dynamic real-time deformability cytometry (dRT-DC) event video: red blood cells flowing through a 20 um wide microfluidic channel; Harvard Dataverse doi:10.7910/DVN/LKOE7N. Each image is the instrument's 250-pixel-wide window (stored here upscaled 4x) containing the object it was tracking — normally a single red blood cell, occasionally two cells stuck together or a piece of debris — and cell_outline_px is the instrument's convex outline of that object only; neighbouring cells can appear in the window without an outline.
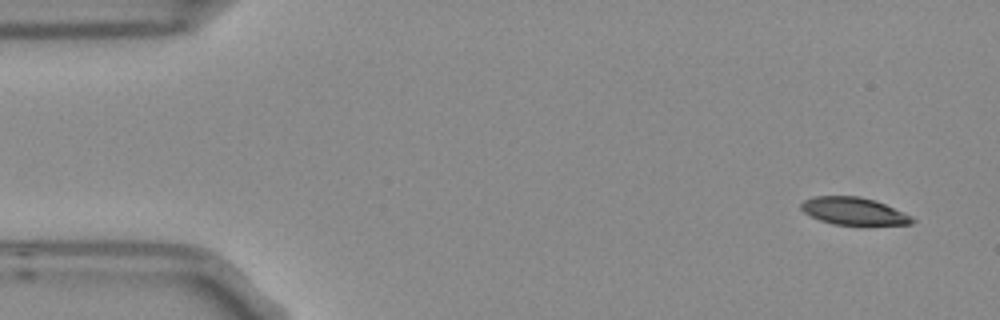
{"species": "Egyptian fruit bat (a non-hibernating species)", "species_latin": "Rousettus aegyptiacus", "temperature_condition": "room temperature", "stored_images_in_passage": 6, "camera_frame_rate_fps": 3000, "um_per_image_px": 0.085, "frame": {"image": 1, "passage_image": 1, "time_ms": 0.0, "image_size_px": [1000, 320], "cell_outline_px": [[916, 220], [912, 224], [832, 224], [820, 220], [804, 212], [800, 208], [800, 204], [804, 200], [816, 196], [860, 196], [876, 200], [912, 216]], "centroid_in_image_um": [72.56, 17.93], "position_along_channel_um": 12.4, "area_um2": 17.57}}
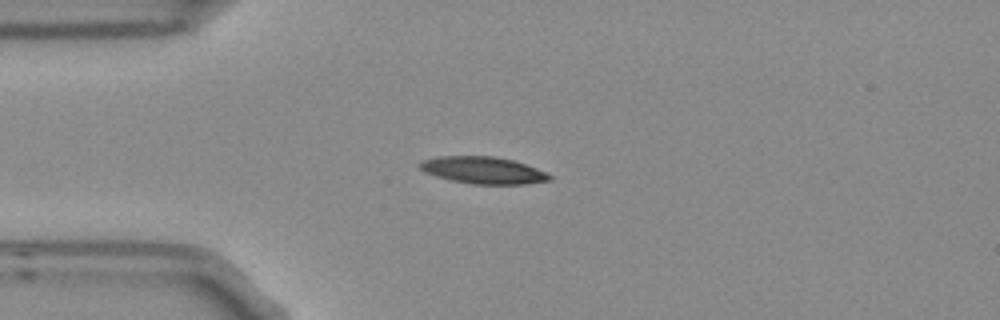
{"frame": {"image": 2, "passage_image": 3, "time_ms": 0.667, "image_size_px": [1000, 320], "cell_outline_px": [[552, 180], [528, 184], [472, 184], [452, 180], [436, 176], [424, 172], [416, 164], [420, 160], [440, 156], [492, 156], [512, 160], [536, 168], [552, 176]], "centroid_in_image_um": [41.03, 14.47], "position_along_channel_um": 44.0, "area_um2": 20.4}}
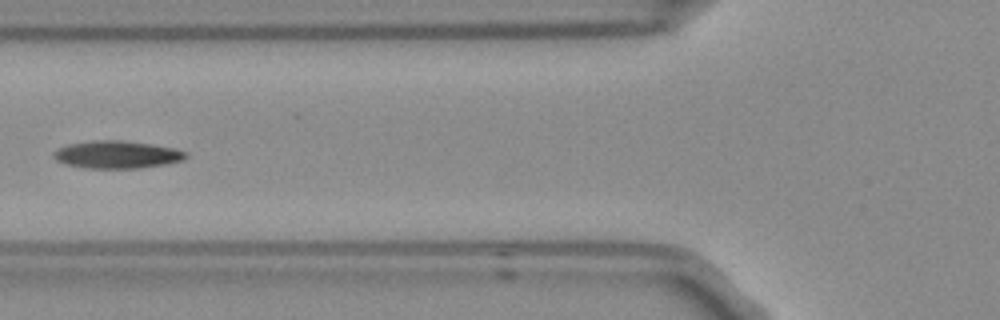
{"frame": {"image": 3, "passage_image": 5, "time_ms": 1.333, "image_size_px": [1000, 320], "cell_outline_px": [[188, 156], [180, 160], [164, 164], [140, 168], [88, 168], [64, 164], [56, 160], [52, 156], [52, 152], [56, 148], [68, 144], [92, 140], [120, 140], [152, 144], [176, 148], [188, 152]], "centroid_in_image_um": [9.9, 13.13], "position_along_channel_um": 115.9, "area_um2": 21.39}}